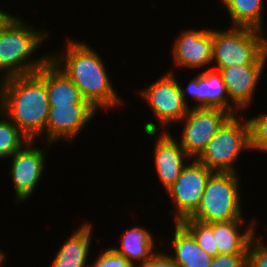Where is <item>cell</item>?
Masks as SVG:
<instances>
[{"label":"cell","mask_w":267,"mask_h":267,"mask_svg":"<svg viewBox=\"0 0 267 267\" xmlns=\"http://www.w3.org/2000/svg\"><path fill=\"white\" fill-rule=\"evenodd\" d=\"M66 41L61 51L50 50V60L78 87L82 97L98 111L109 112L123 106L126 100L120 97L114 82L112 84L113 75H109L99 52L85 41L70 37H66Z\"/></svg>","instance_id":"6da1fadb"},{"label":"cell","mask_w":267,"mask_h":267,"mask_svg":"<svg viewBox=\"0 0 267 267\" xmlns=\"http://www.w3.org/2000/svg\"><path fill=\"white\" fill-rule=\"evenodd\" d=\"M49 109L43 66L35 73L0 80V111L29 140L39 141L45 132Z\"/></svg>","instance_id":"7a4b0ae2"},{"label":"cell","mask_w":267,"mask_h":267,"mask_svg":"<svg viewBox=\"0 0 267 267\" xmlns=\"http://www.w3.org/2000/svg\"><path fill=\"white\" fill-rule=\"evenodd\" d=\"M19 16L12 13L0 26V80L35 73L50 59L49 52L37 53L50 32Z\"/></svg>","instance_id":"3957f363"},{"label":"cell","mask_w":267,"mask_h":267,"mask_svg":"<svg viewBox=\"0 0 267 267\" xmlns=\"http://www.w3.org/2000/svg\"><path fill=\"white\" fill-rule=\"evenodd\" d=\"M265 34L254 28H213L212 69L220 71L238 65H267Z\"/></svg>","instance_id":"277c9868"},{"label":"cell","mask_w":267,"mask_h":267,"mask_svg":"<svg viewBox=\"0 0 267 267\" xmlns=\"http://www.w3.org/2000/svg\"><path fill=\"white\" fill-rule=\"evenodd\" d=\"M240 173L213 172L197 210L189 217L203 223L245 218Z\"/></svg>","instance_id":"5b68a950"},{"label":"cell","mask_w":267,"mask_h":267,"mask_svg":"<svg viewBox=\"0 0 267 267\" xmlns=\"http://www.w3.org/2000/svg\"><path fill=\"white\" fill-rule=\"evenodd\" d=\"M242 115H231L197 158L211 171L237 173L240 154L250 151L249 123Z\"/></svg>","instance_id":"8992f818"},{"label":"cell","mask_w":267,"mask_h":267,"mask_svg":"<svg viewBox=\"0 0 267 267\" xmlns=\"http://www.w3.org/2000/svg\"><path fill=\"white\" fill-rule=\"evenodd\" d=\"M166 71L155 79L151 85H147L146 88L144 87L137 91L140 98H142L141 100L144 99V102L147 103L146 105L151 109L149 111L152 112L158 123L150 120L144 122V132H159L160 128V131H169L167 129L176 123L178 124L188 113L189 105L185 103L181 94L177 74L173 69Z\"/></svg>","instance_id":"52a82bcc"},{"label":"cell","mask_w":267,"mask_h":267,"mask_svg":"<svg viewBox=\"0 0 267 267\" xmlns=\"http://www.w3.org/2000/svg\"><path fill=\"white\" fill-rule=\"evenodd\" d=\"M37 140H29L20 150L15 152L10 159L9 174L14 188L15 205L25 203L38 189L46 170L47 149L54 144L45 142L43 147H37ZM20 202V203H19Z\"/></svg>","instance_id":"ba28073f"},{"label":"cell","mask_w":267,"mask_h":267,"mask_svg":"<svg viewBox=\"0 0 267 267\" xmlns=\"http://www.w3.org/2000/svg\"><path fill=\"white\" fill-rule=\"evenodd\" d=\"M212 173L197 159H191L182 169L174 184L165 191L173 203L168 213L173 222H180L197 210Z\"/></svg>","instance_id":"9c48e42d"},{"label":"cell","mask_w":267,"mask_h":267,"mask_svg":"<svg viewBox=\"0 0 267 267\" xmlns=\"http://www.w3.org/2000/svg\"><path fill=\"white\" fill-rule=\"evenodd\" d=\"M230 116L228 111L220 108H189L179 122L183 127L181 136L176 139L191 159H197Z\"/></svg>","instance_id":"30bf717a"},{"label":"cell","mask_w":267,"mask_h":267,"mask_svg":"<svg viewBox=\"0 0 267 267\" xmlns=\"http://www.w3.org/2000/svg\"><path fill=\"white\" fill-rule=\"evenodd\" d=\"M99 112L91 104L50 106L45 132L39 137L44 142L67 144L76 142L82 130Z\"/></svg>","instance_id":"8fae6325"},{"label":"cell","mask_w":267,"mask_h":267,"mask_svg":"<svg viewBox=\"0 0 267 267\" xmlns=\"http://www.w3.org/2000/svg\"><path fill=\"white\" fill-rule=\"evenodd\" d=\"M177 36L170 50L175 67L212 69L213 28H185Z\"/></svg>","instance_id":"7c38bea8"},{"label":"cell","mask_w":267,"mask_h":267,"mask_svg":"<svg viewBox=\"0 0 267 267\" xmlns=\"http://www.w3.org/2000/svg\"><path fill=\"white\" fill-rule=\"evenodd\" d=\"M265 68L266 65H238L219 71L228 93L229 113L231 115L243 111L245 114L246 110L248 111L251 107Z\"/></svg>","instance_id":"4fadbf2b"},{"label":"cell","mask_w":267,"mask_h":267,"mask_svg":"<svg viewBox=\"0 0 267 267\" xmlns=\"http://www.w3.org/2000/svg\"><path fill=\"white\" fill-rule=\"evenodd\" d=\"M148 137L155 138L153 163L156 177L163 186L164 191L171 187L179 177L182 169L191 158L186 154L179 141L170 131H145ZM158 136V137H157Z\"/></svg>","instance_id":"5bb4252c"},{"label":"cell","mask_w":267,"mask_h":267,"mask_svg":"<svg viewBox=\"0 0 267 267\" xmlns=\"http://www.w3.org/2000/svg\"><path fill=\"white\" fill-rule=\"evenodd\" d=\"M178 84L185 103L191 104L187 99L188 95L195 101V104H191L189 108H220L229 112L228 93L219 71L207 69L201 72L200 70L192 80L190 79L185 88L179 80Z\"/></svg>","instance_id":"9a60e30c"},{"label":"cell","mask_w":267,"mask_h":267,"mask_svg":"<svg viewBox=\"0 0 267 267\" xmlns=\"http://www.w3.org/2000/svg\"><path fill=\"white\" fill-rule=\"evenodd\" d=\"M245 220L240 218L208 223L213 228L218 254L247 253L251 239L257 235L256 227L259 222L255 218L246 223Z\"/></svg>","instance_id":"2e32d148"},{"label":"cell","mask_w":267,"mask_h":267,"mask_svg":"<svg viewBox=\"0 0 267 267\" xmlns=\"http://www.w3.org/2000/svg\"><path fill=\"white\" fill-rule=\"evenodd\" d=\"M173 224L174 230L171 232L173 236L171 240L169 239L170 243L168 239L159 240V242L168 244L166 252H169L174 263L178 267H208L213 257L198 246L194 236L180 222H173Z\"/></svg>","instance_id":"e0dca14e"},{"label":"cell","mask_w":267,"mask_h":267,"mask_svg":"<svg viewBox=\"0 0 267 267\" xmlns=\"http://www.w3.org/2000/svg\"><path fill=\"white\" fill-rule=\"evenodd\" d=\"M146 226L135 225L120 234V245L112 247L132 265H144L157 251V237ZM156 238V239H154Z\"/></svg>","instance_id":"ac0fdd59"},{"label":"cell","mask_w":267,"mask_h":267,"mask_svg":"<svg viewBox=\"0 0 267 267\" xmlns=\"http://www.w3.org/2000/svg\"><path fill=\"white\" fill-rule=\"evenodd\" d=\"M43 81L46 83L50 106L90 104L71 79L50 59L43 65Z\"/></svg>","instance_id":"d6986e66"},{"label":"cell","mask_w":267,"mask_h":267,"mask_svg":"<svg viewBox=\"0 0 267 267\" xmlns=\"http://www.w3.org/2000/svg\"><path fill=\"white\" fill-rule=\"evenodd\" d=\"M76 227L74 232L65 239L59 247L52 260H62L70 262H89L92 258L90 253L92 247L93 225L85 220L84 223ZM90 257V258H89ZM90 259V260H89Z\"/></svg>","instance_id":"ffe728a7"},{"label":"cell","mask_w":267,"mask_h":267,"mask_svg":"<svg viewBox=\"0 0 267 267\" xmlns=\"http://www.w3.org/2000/svg\"><path fill=\"white\" fill-rule=\"evenodd\" d=\"M264 0H220L230 16L231 27L254 28L265 32Z\"/></svg>","instance_id":"44dd1931"},{"label":"cell","mask_w":267,"mask_h":267,"mask_svg":"<svg viewBox=\"0 0 267 267\" xmlns=\"http://www.w3.org/2000/svg\"><path fill=\"white\" fill-rule=\"evenodd\" d=\"M28 141L26 135L0 111V159L8 161Z\"/></svg>","instance_id":"7402d4cb"},{"label":"cell","mask_w":267,"mask_h":267,"mask_svg":"<svg viewBox=\"0 0 267 267\" xmlns=\"http://www.w3.org/2000/svg\"><path fill=\"white\" fill-rule=\"evenodd\" d=\"M180 223L194 236L198 246L208 255L215 257L218 254L213 228L208 223H203L189 217Z\"/></svg>","instance_id":"603a6c76"},{"label":"cell","mask_w":267,"mask_h":267,"mask_svg":"<svg viewBox=\"0 0 267 267\" xmlns=\"http://www.w3.org/2000/svg\"><path fill=\"white\" fill-rule=\"evenodd\" d=\"M249 123L250 152L267 153V113L247 117Z\"/></svg>","instance_id":"cb8c5ba5"},{"label":"cell","mask_w":267,"mask_h":267,"mask_svg":"<svg viewBox=\"0 0 267 267\" xmlns=\"http://www.w3.org/2000/svg\"><path fill=\"white\" fill-rule=\"evenodd\" d=\"M263 239L256 235L251 239L247 248L246 267H267V243Z\"/></svg>","instance_id":"d4e9b609"},{"label":"cell","mask_w":267,"mask_h":267,"mask_svg":"<svg viewBox=\"0 0 267 267\" xmlns=\"http://www.w3.org/2000/svg\"><path fill=\"white\" fill-rule=\"evenodd\" d=\"M101 253L91 260L90 267H133L123 255L118 254L111 246L100 250Z\"/></svg>","instance_id":"484cf974"},{"label":"cell","mask_w":267,"mask_h":267,"mask_svg":"<svg viewBox=\"0 0 267 267\" xmlns=\"http://www.w3.org/2000/svg\"><path fill=\"white\" fill-rule=\"evenodd\" d=\"M247 253L217 254L208 267H246Z\"/></svg>","instance_id":"4316f807"},{"label":"cell","mask_w":267,"mask_h":267,"mask_svg":"<svg viewBox=\"0 0 267 267\" xmlns=\"http://www.w3.org/2000/svg\"><path fill=\"white\" fill-rule=\"evenodd\" d=\"M143 267H178L168 252L159 250L144 264Z\"/></svg>","instance_id":"83f0119b"},{"label":"cell","mask_w":267,"mask_h":267,"mask_svg":"<svg viewBox=\"0 0 267 267\" xmlns=\"http://www.w3.org/2000/svg\"><path fill=\"white\" fill-rule=\"evenodd\" d=\"M50 267H90L89 262H70L62 260H52Z\"/></svg>","instance_id":"f1b7e54d"},{"label":"cell","mask_w":267,"mask_h":267,"mask_svg":"<svg viewBox=\"0 0 267 267\" xmlns=\"http://www.w3.org/2000/svg\"><path fill=\"white\" fill-rule=\"evenodd\" d=\"M12 15V13L6 12L5 9L0 8V26Z\"/></svg>","instance_id":"f546056e"},{"label":"cell","mask_w":267,"mask_h":267,"mask_svg":"<svg viewBox=\"0 0 267 267\" xmlns=\"http://www.w3.org/2000/svg\"><path fill=\"white\" fill-rule=\"evenodd\" d=\"M7 254L4 252V250H2L1 248H0V267L2 266V265H5V263L4 262H6V258H5V256H6Z\"/></svg>","instance_id":"4dcf8cb0"}]
</instances>
